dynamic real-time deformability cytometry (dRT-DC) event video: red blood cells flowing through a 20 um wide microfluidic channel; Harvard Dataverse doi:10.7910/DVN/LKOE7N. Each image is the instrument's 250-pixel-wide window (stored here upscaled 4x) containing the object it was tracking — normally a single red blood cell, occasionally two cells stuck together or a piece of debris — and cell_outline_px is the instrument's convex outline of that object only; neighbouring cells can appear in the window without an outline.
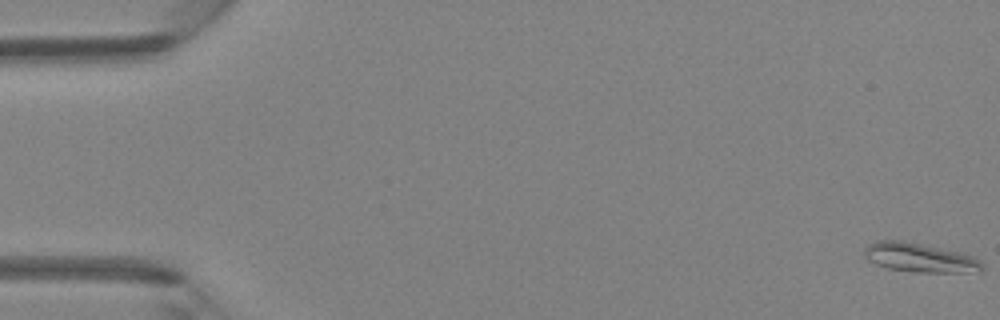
{"species": "Egyptian fruit bat (a non-hibernating species)", "species_latin": "Rousettus aegyptiacus", "temperature_condition": "room temperature", "stored_images_in_passage": 46, "camera_frame_rate_fps": 3000, "um_per_image_px": 0.085, "animal": {"sex": "female"}, "frame": {"image": 1, "passage_image": 1, "time_ms": 0.0, "image_size_px": [1000, 320], "cell_outline_px": [[984, 268], [980, 272], [916, 272], [888, 268], [876, 264], [868, 260], [864, 256], [864, 248], [868, 244], [876, 240], [904, 240], [964, 252], [980, 260], [984, 264]], "centroid_in_image_um": [78.21, 21.88], "position_along_channel_um": 6.8, "area_um2": 20.4}}
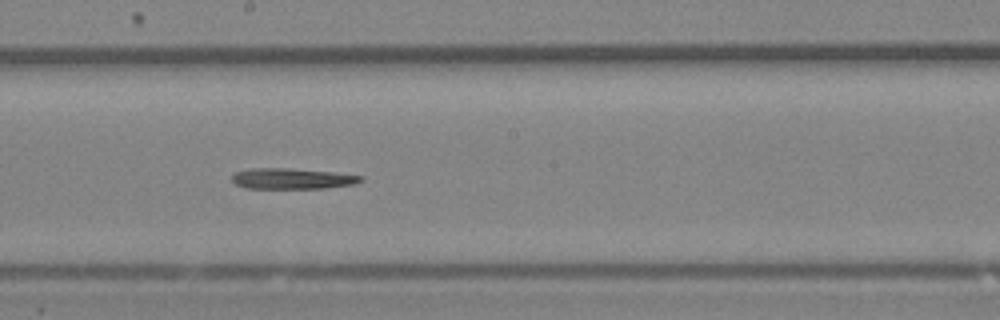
{"frame": {"image": 2, "passage_image": 26, "time_ms": 8.333, "image_size_px": [1000, 320], "cell_outline_px": [[364, 180], [356, 184], [324, 188], [244, 188], [236, 184], [232, 180], [232, 176], [236, 172], [252, 168], [288, 168], [332, 172], [364, 176]], "centroid_in_image_um": [24.86, 15.18], "position_along_channel_um": 223.3, "area_um2": 15.55}}
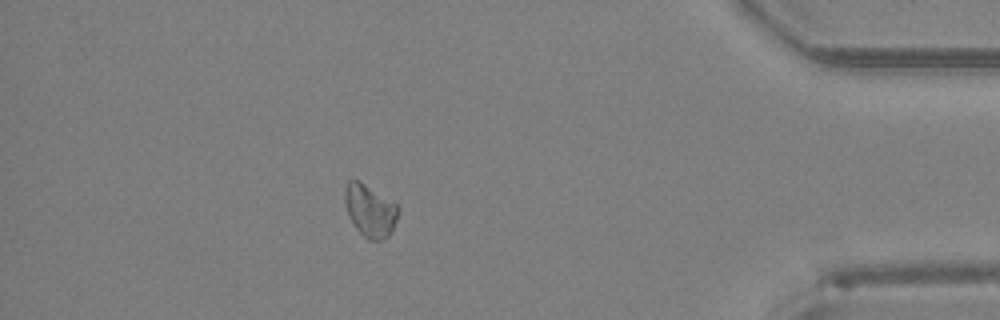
{"frame": {"image": 3, "passage_image": 41, "time_ms": 13.333, "image_size_px": [1000, 320], "cell_outline_px": [[400, 212], [392, 232], [388, 236], [380, 240], [368, 240], [356, 228], [348, 216], [344, 200], [344, 188], [348, 180], [360, 180], [396, 204], [400, 208]], "centroid_in_image_um": [31.45, 17.89], "position_along_channel_um": 403.7, "area_um2": 16.47}}